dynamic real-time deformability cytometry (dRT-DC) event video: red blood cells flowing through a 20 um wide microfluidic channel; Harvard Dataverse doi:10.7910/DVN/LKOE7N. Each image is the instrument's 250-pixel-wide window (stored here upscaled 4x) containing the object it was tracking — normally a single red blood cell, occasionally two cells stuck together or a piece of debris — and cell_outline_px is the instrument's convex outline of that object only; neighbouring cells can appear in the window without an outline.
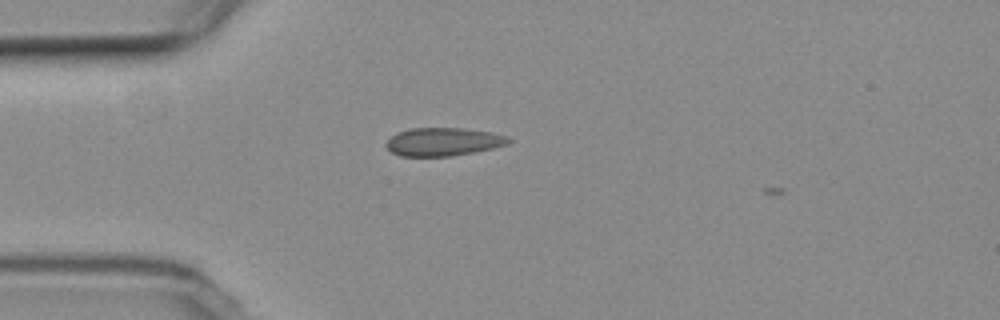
{"species": "common noctule bat (a hibernating species)", "species_latin": "Nyctalus noctula", "temperature_condition": "room temperature", "stored_images_in_passage": 2, "camera_frame_rate_fps": 3000, "um_per_image_px": 0.085, "animal": {"sex": "female", "body_mass_g": 19.3, "forearm_length_mm": 54.1}, "frame": {"image": 1, "passage_image": 1, "time_ms": 0.0, "image_size_px": [1000, 320], "cell_outline_px": [[512, 140], [508, 144], [476, 152], [452, 156], [400, 156], [392, 152], [384, 144], [396, 132], [412, 128], [464, 128], [492, 132], [508, 136]], "centroid_in_image_um": [37.7, 12.05], "position_along_channel_um": 47.3, "area_um2": 20.23}}